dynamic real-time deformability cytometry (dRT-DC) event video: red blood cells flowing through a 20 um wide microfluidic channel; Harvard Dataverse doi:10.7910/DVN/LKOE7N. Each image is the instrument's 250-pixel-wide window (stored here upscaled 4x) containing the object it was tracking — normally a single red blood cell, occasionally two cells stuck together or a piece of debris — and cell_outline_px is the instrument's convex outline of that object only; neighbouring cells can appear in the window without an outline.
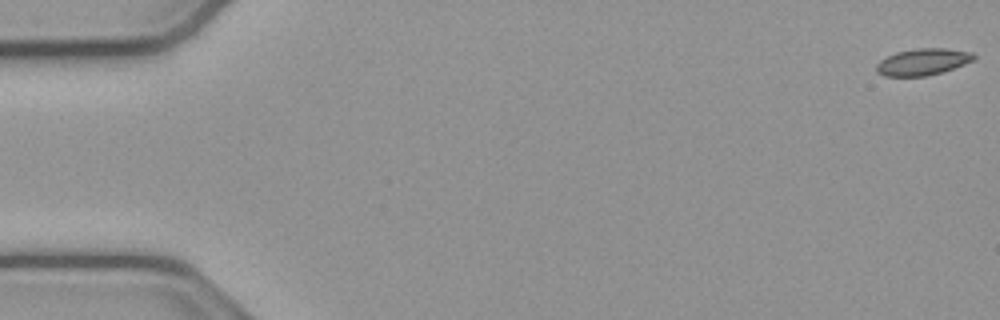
{"species": "common noctule bat (a hibernating species)", "species_latin": "Nyctalus noctula", "temperature_condition": "cold", "stored_images_in_passage": 54, "camera_frame_rate_fps": 3000, "um_per_image_px": 0.085, "animal": {"sex": "male", "body_mass_g": 23.1, "forearm_length_mm": 52.7}, "frame": {"image": 1, "passage_image": 1, "time_ms": 0.0, "image_size_px": [1000, 320], "cell_outline_px": [[976, 56], [972, 60], [964, 64], [928, 76], [884, 76], [876, 72], [876, 64], [880, 60], [896, 52], [916, 48], [948, 48], [972, 52]], "centroid_in_image_um": [78.41, 5.25], "position_along_channel_um": 6.6, "area_um2": 15.09}}
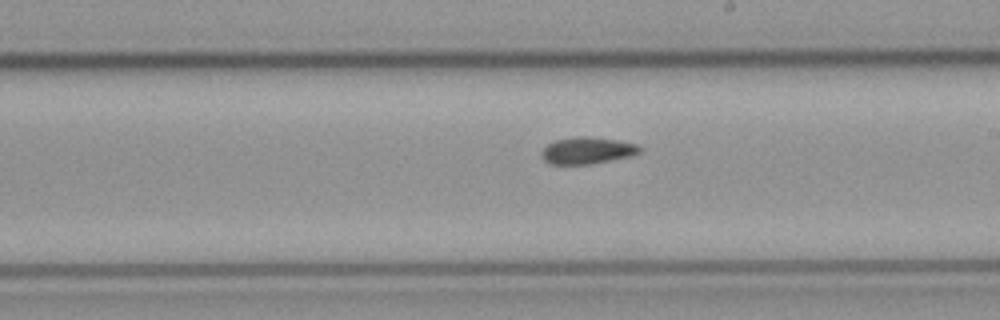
{"frame": {"image": 2, "passage_image": 31, "time_ms": 10.0, "image_size_px": [1000, 320], "cell_outline_px": [[644, 148], [640, 152], [632, 156], [592, 164], [548, 164], [540, 156], [540, 152], [548, 144], [556, 140], [576, 136], [588, 136], [616, 140], [636, 144]], "centroid_in_image_um": [49.92, 12.8], "position_along_channel_um": 239.1, "area_um2": 15.49}}
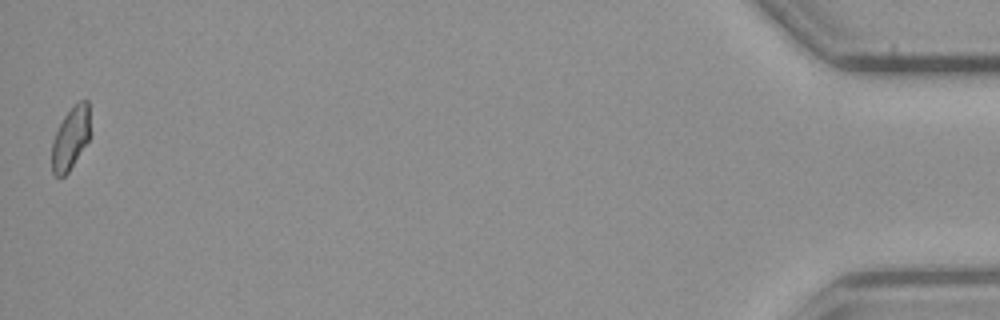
{"frame": {"image": 3, "passage_image": 54, "time_ms": 17.667, "image_size_px": [1000, 320], "cell_outline_px": [[92, 132], [88, 140], [68, 172], [64, 176], [56, 176], [52, 172], [52, 140], [64, 116], [80, 100], [88, 100]], "centroid_in_image_um": [6.03, 11.73], "position_along_channel_um": 429.2, "area_um2": 13.99}, "authors_computed_cell_mechanics": {"area_um2": 15.2592, "velocity_mm_per_s": 3.8117, "shape_relaxation_time_tau1_ms": null, "shape_relaxation_time_tau2_ms": 6.2408, "deformation_change_tau1": null, "deformation_change_tau2": 0.1112}}